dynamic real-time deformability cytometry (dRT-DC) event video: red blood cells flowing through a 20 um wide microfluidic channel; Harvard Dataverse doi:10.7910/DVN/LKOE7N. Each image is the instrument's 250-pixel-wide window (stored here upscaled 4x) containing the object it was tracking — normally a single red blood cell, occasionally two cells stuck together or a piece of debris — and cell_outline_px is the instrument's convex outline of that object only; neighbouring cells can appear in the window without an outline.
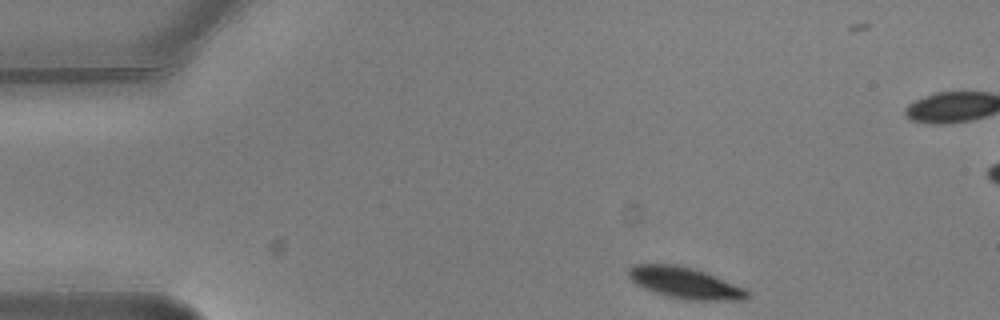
{"species": "common noctule bat (a hibernating species)", "species_latin": "Nyctalus noctula", "temperature_condition": "warm", "stored_images_in_passage": 4, "camera_frame_rate_fps": 3000, "um_per_image_px": 0.085, "animal": {"sex": "male", "body_mass_g": 20.5, "forearm_length_mm": 52.5}, "frame": {"image": 1, "passage_image": 1, "time_ms": 0.0, "image_size_px": [1000, 320], "cell_outline_px": [[748, 296], [744, 300], [688, 300], [668, 296], [644, 288], [636, 284], [628, 276], [628, 272], [636, 264], [672, 264], [692, 268], [704, 272], [744, 288], [748, 292]], "centroid_in_image_um": [58.22, 24.05], "position_along_channel_um": 26.8, "area_um2": 21.1}}